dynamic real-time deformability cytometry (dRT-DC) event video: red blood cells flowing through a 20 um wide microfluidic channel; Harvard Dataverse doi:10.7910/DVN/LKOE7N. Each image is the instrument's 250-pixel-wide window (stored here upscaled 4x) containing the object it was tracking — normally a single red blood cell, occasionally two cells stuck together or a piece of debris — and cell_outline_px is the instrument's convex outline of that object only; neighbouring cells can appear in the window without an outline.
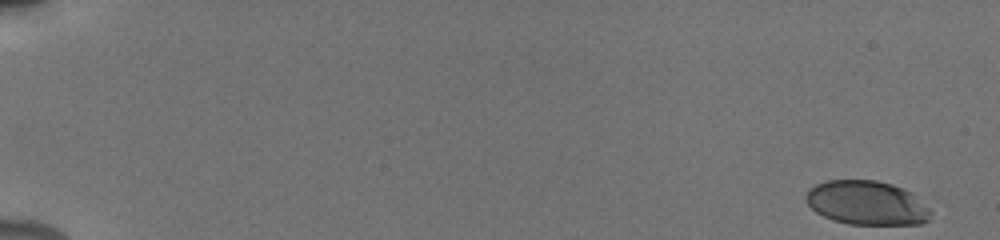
{"species": "human", "species_latin": "Homo sapiens", "temperature_condition": "cold", "stored_images_in_passage": 54, "camera_frame_rate_fps": 3000, "um_per_image_px": 0.085, "donor": {"sex": "male"}, "frame": {"image": 1, "passage_image": 1, "time_ms": 0.0, "image_size_px": [1000, 240], "cell_outline_px": [[932, 212], [928, 220], [920, 224], [848, 224], [832, 220], [816, 212], [804, 200], [804, 196], [808, 188], [816, 184], [828, 180], [876, 180], [892, 184], [904, 188], [912, 192]], "centroid_in_image_um": [73.65, 17.24], "position_along_channel_um": 11.4, "area_um2": 32.25}}
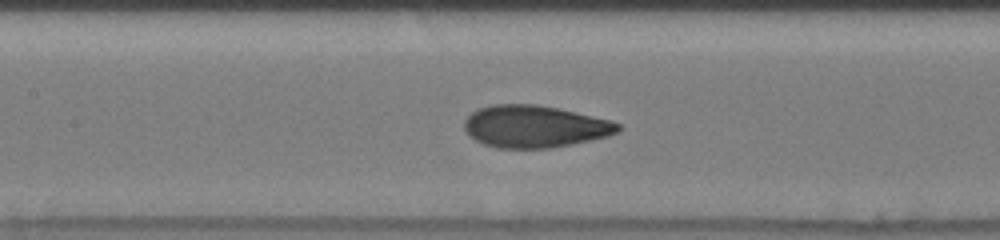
{"frame": {"image": 2, "passage_image": 27, "time_ms": 8.667, "image_size_px": [1000, 240], "cell_outline_px": [[620, 132], [608, 136], [552, 148], [496, 148], [484, 144], [476, 140], [464, 128], [464, 120], [472, 112], [480, 108], [492, 104], [536, 104], [556, 108], [612, 120], [620, 124]], "centroid_in_image_um": [45.46, 10.75], "position_along_channel_um": 161.9, "area_um2": 37.63}}
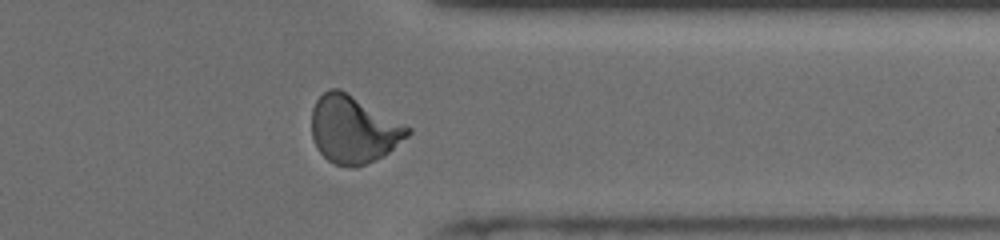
{"frame": {"image": 3, "passage_image": 44, "time_ms": 14.333, "image_size_px": [1000, 240], "cell_outline_px": [[412, 132], [408, 136], [388, 152], [376, 160], [356, 168], [336, 164], [328, 160], [316, 148], [312, 136], [312, 108], [316, 100], [328, 88], [340, 88], [412, 128]], "centroid_in_image_um": [30.04, 11.0], "position_along_channel_um": 381.4, "area_um2": 37.74}}